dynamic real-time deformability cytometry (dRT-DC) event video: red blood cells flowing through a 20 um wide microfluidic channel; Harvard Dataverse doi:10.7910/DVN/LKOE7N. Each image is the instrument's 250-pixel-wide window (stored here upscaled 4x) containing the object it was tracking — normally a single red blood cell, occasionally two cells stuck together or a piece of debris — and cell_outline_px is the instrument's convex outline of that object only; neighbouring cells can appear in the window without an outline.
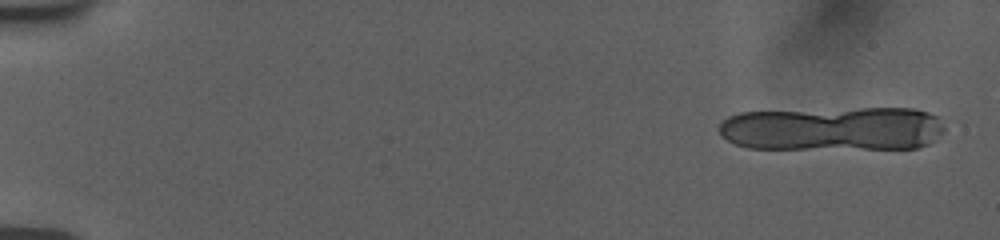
{"species": "human", "species_latin": "Homo sapiens", "temperature_condition": "room temperature", "stored_images_in_passage": 8, "camera_frame_rate_fps": 3000, "um_per_image_px": 0.085, "donor": {"sex": "female"}, "frame": {"image": 1, "passage_image": 1, "time_ms": 0.0, "image_size_px": [1000, 240], "cell_outline_px": [[944, 132], [928, 144], [916, 148], [748, 148], [736, 144], [720, 136], [720, 124], [728, 116], [740, 112], [860, 108], [916, 108], [928, 112], [936, 116], [944, 128]], "centroid_in_image_um": [70.8, 10.93], "position_along_channel_um": 14.2, "area_um2": 58.03}}